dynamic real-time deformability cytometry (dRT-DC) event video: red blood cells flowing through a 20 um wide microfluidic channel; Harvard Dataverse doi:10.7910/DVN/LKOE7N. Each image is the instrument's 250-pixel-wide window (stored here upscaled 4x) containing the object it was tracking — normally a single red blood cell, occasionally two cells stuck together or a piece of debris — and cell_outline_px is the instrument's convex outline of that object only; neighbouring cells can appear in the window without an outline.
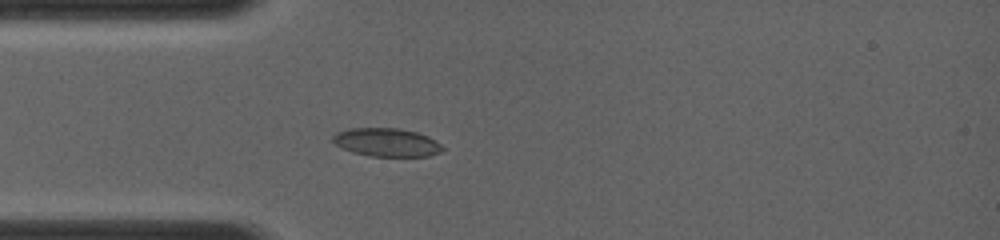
{"species": "common noctule bat (a hibernating species)", "species_latin": "Nyctalus noctula", "temperature_condition": "room temperature", "stored_images_in_passage": 4, "camera_frame_rate_fps": 4000, "um_per_image_px": 0.085, "animal": {"sex": "female", "body_mass_g": 19.0, "forearm_length_mm": 56.7}, "frame": {"image": 1, "passage_image": 4, "time_ms": 2.75, "image_size_px": [1000, 240], "cell_outline_px": [[444, 148], [440, 152], [428, 156], [372, 156], [356, 152], [344, 148], [336, 144], [332, 140], [332, 136], [336, 132], [352, 128], [396, 128], [416, 132], [428, 136], [440, 144]], "centroid_in_image_um": [32.87, 12.09], "position_along_channel_um": 52.1, "area_um2": 17.8}}